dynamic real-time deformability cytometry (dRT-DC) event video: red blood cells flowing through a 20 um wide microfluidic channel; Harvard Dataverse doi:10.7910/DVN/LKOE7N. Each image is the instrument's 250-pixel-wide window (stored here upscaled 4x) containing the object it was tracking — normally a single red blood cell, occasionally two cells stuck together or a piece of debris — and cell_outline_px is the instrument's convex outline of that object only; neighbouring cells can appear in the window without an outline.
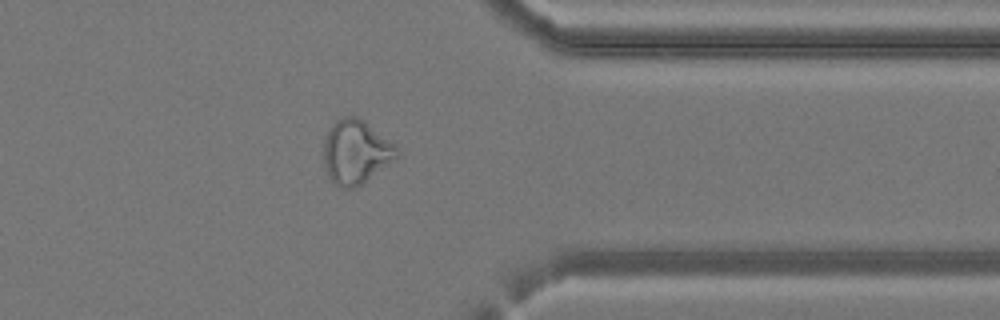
{"species": "common noctule bat (a hibernating species)", "species_latin": "Nyctalus noctula", "temperature_condition": "cold", "stored_images_in_passage": 30, "camera_frame_rate_fps": 3000, "um_per_image_px": 0.085, "animal": {"sex": "female", "body_mass_g": 24.6, "forearm_length_mm": 56.2}, "frame": {"image": 1, "passage_image": 21, "time_ms": 6.667, "image_size_px": [1000, 320], "cell_outline_px": [[396, 156], [360, 184], [352, 188], [340, 188], [332, 184], [328, 176], [324, 164], [324, 140], [332, 124], [336, 120], [344, 116], [356, 116], [364, 120], [396, 144]], "centroid_in_image_um": [30.19, 12.89], "position_along_channel_um": 381.2, "area_um2": 26.76}}